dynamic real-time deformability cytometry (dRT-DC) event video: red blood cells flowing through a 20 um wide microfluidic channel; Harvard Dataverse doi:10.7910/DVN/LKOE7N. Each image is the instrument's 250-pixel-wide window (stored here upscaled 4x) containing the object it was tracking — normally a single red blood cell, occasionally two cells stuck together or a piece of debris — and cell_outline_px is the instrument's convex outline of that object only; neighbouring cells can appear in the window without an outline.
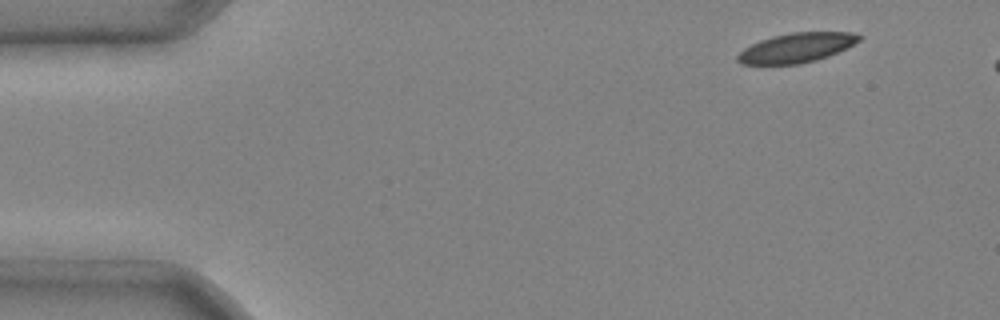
{"species": "common noctule bat (a hibernating species)", "species_latin": "Nyctalus noctula", "temperature_condition": "cold", "stored_images_in_passage": 4, "camera_frame_rate_fps": 3000, "um_per_image_px": 0.085, "animal": {"sex": "male", "body_mass_g": 20.4}, "frame": {"image": 1, "passage_image": 1, "time_ms": 0.0, "image_size_px": [1000, 320], "cell_outline_px": [[864, 36], [860, 40], [828, 56], [816, 60], [800, 64], [764, 68], [740, 64], [736, 60], [736, 56], [744, 48], [760, 40], [772, 36], [792, 32], [848, 32]], "centroid_in_image_um": [67.57, 4.12], "position_along_channel_um": 17.4, "area_um2": 21.62}}